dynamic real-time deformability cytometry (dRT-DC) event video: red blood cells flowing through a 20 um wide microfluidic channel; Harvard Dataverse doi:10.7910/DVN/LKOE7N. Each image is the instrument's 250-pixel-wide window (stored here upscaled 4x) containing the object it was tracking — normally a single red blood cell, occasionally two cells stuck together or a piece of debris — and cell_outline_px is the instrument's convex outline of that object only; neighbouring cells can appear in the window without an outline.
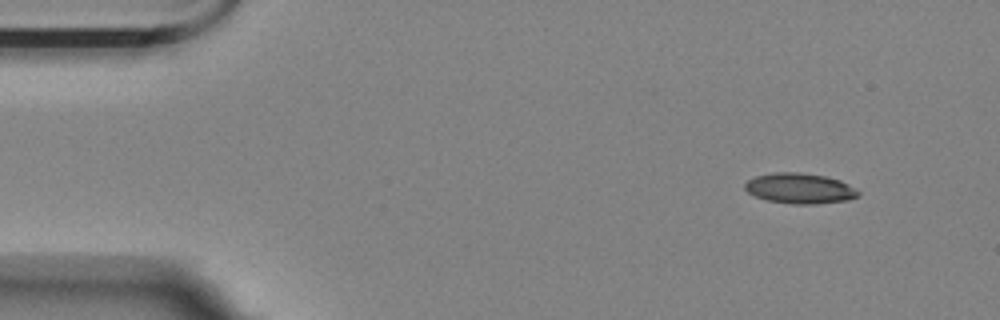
{"species": "Egyptian fruit bat (a non-hibernating species)", "species_latin": "Rousettus aegyptiacus", "temperature_condition": "room temperature", "stored_images_in_passage": 8, "camera_frame_rate_fps": 3000, "um_per_image_px": 0.085, "animal": {"sex": "female"}, "frame": {"image": 1, "passage_image": 1, "time_ms": 0.0, "image_size_px": [1000, 320], "cell_outline_px": [[860, 196], [848, 200], [816, 204], [792, 204], [768, 200], [756, 196], [748, 192], [744, 188], [744, 184], [748, 180], [756, 176], [776, 172], [800, 172], [824, 176], [840, 180], [856, 188], [860, 192]], "centroid_in_image_um": [68.01, 16.01], "position_along_channel_um": 17.0, "area_um2": 20.11}}
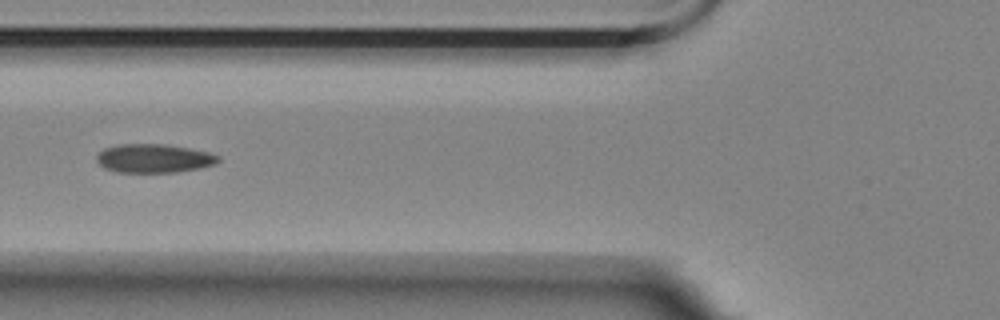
{"frame": {"image": 2, "passage_image": 5, "time_ms": 5.333, "image_size_px": [1000, 320], "cell_outline_px": [[220, 160], [216, 164], [200, 168], [176, 172], [116, 172], [104, 168], [96, 160], [96, 156], [104, 148], [120, 144], [164, 144], [188, 148], [208, 152], [220, 156]], "centroid_in_image_um": [13.09, 13.46], "position_along_channel_um": 112.7, "area_um2": 20.35}}
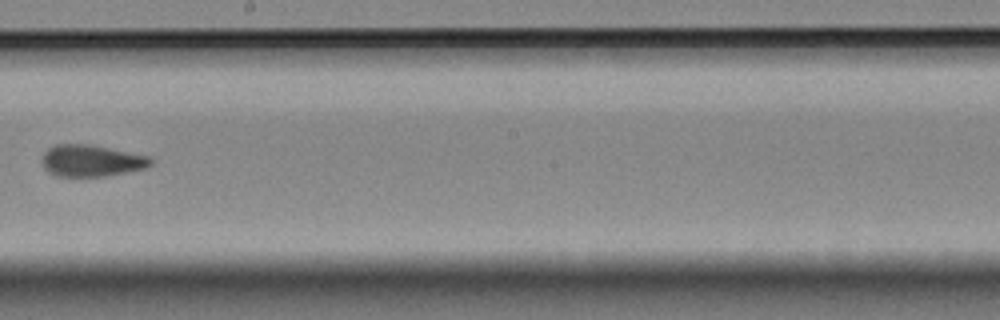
{"frame": {"image": 3, "passage_image": 8, "time_ms": 9.0, "image_size_px": [1000, 320], "cell_outline_px": [[152, 164], [148, 168], [108, 176], [56, 176], [48, 172], [44, 168], [44, 152], [48, 148], [56, 144], [88, 144], [148, 156], [152, 160]], "centroid_in_image_um": [7.79, 13.67], "position_along_channel_um": 240.4, "area_um2": 19.94}}